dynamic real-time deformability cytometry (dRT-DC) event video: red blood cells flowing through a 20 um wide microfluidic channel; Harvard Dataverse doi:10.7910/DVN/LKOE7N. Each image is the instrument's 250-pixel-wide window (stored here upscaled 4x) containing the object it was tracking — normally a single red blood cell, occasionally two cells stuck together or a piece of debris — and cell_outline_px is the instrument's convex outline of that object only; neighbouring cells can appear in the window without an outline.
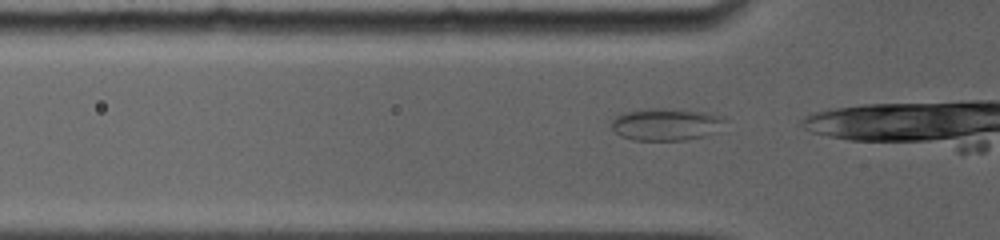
{"species": "common noctule bat (a hibernating species)", "species_latin": "Nyctalus noctula", "temperature_condition": "room temperature", "stored_images_in_passage": 38, "camera_frame_rate_fps": 5000, "um_per_image_px": 0.085, "animal": {"sex": "female", "body_mass_g": 19.0, "forearm_length_mm": 56.7}, "frame": {"image": 1, "passage_image": 2, "time_ms": 0.2, "image_size_px": [1000, 240], "cell_outline_px": [[728, 116], [724, 120], [704, 136], [684, 140], [632, 140], [620, 136], [612, 128], [612, 120], [616, 116], [624, 112], [652, 108], [664, 108], [704, 112]], "centroid_in_image_um": [56.53, 10.56], "position_along_channel_um": 69.3, "area_um2": 20.87}}
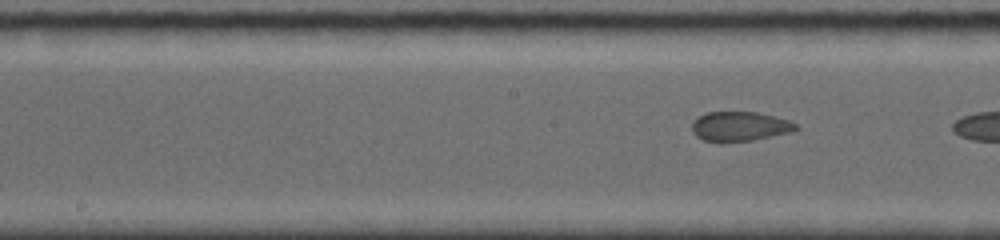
{"frame": {"image": 2, "passage_image": 16, "time_ms": 3.2, "image_size_px": [1000, 240], "cell_outline_px": [[800, 128], [788, 132], [752, 140], [704, 140], [696, 136], [692, 132], [692, 120], [696, 116], [708, 112], [756, 112], [776, 116], [788, 120], [796, 124]], "centroid_in_image_um": [62.85, 10.7], "position_along_channel_um": 185.3, "area_um2": 17.51}}
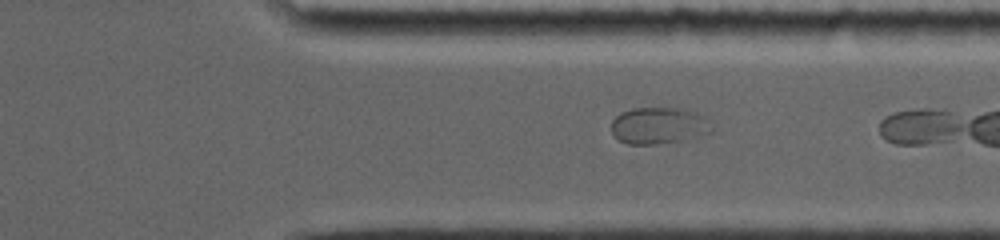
{"frame": {"image": 3, "passage_image": 34, "time_ms": 7.6, "image_size_px": [1000, 240], "cell_outline_px": [[712, 132], [676, 140], [652, 144], [628, 144], [620, 140], [612, 132], [612, 120], [620, 112], [632, 108], [680, 108], [696, 112], [704, 116], [712, 128]], "centroid_in_image_um": [55.95, 10.65], "position_along_channel_um": 355.4, "area_um2": 20.98}}